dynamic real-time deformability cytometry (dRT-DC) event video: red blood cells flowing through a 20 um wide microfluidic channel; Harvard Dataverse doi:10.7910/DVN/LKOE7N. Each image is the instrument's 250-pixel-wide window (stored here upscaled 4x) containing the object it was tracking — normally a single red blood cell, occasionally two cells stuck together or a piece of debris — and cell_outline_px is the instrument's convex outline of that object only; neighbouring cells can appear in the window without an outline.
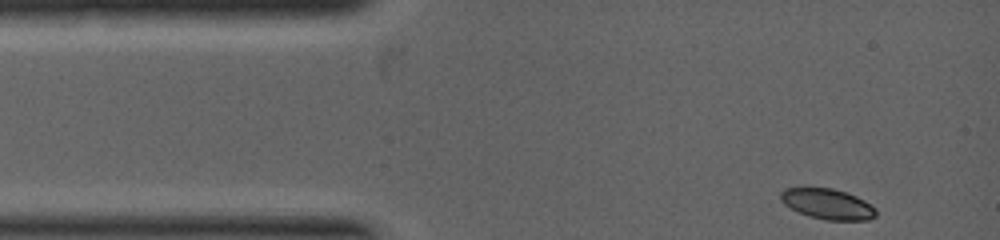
{"species": "common noctule bat (a hibernating species)", "species_latin": "Nyctalus noctula", "temperature_condition": "warm", "stored_images_in_passage": 11, "camera_frame_rate_fps": 5000, "um_per_image_px": 0.085, "animal": {"sex": "female", "body_mass_g": 19.0, "forearm_length_mm": 53.3}, "frame": {"image": 1, "passage_image": 1, "time_ms": 0.0, "image_size_px": [1000, 240], "cell_outline_px": [[876, 216], [868, 220], [824, 220], [808, 216], [784, 204], [780, 200], [780, 192], [784, 188], [804, 184], [832, 188], [848, 192], [864, 200], [876, 208]], "centroid_in_image_um": [70.28, 17.28], "position_along_channel_um": 14.7, "area_um2": 17.69}}
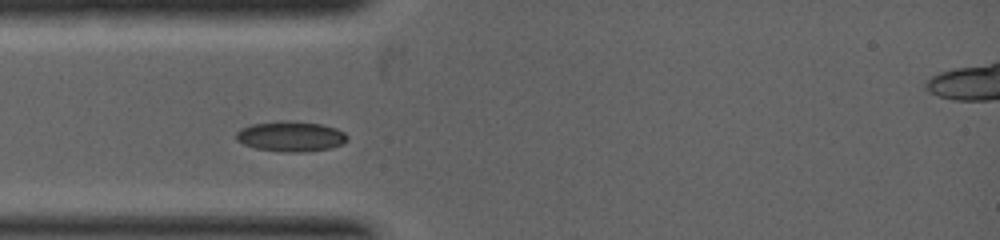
{"frame": {"image": 2, "passage_image": 7, "time_ms": 1.4, "image_size_px": [1000, 240], "cell_outline_px": [[348, 140], [332, 148], [304, 152], [288, 152], [256, 148], [244, 144], [236, 140], [236, 132], [240, 128], [252, 124], [280, 120], [288, 120], [320, 124], [336, 128], [344, 132], [348, 136]], "centroid_in_image_um": [24.71, 11.58], "position_along_channel_um": 60.3, "area_um2": 19.65}}
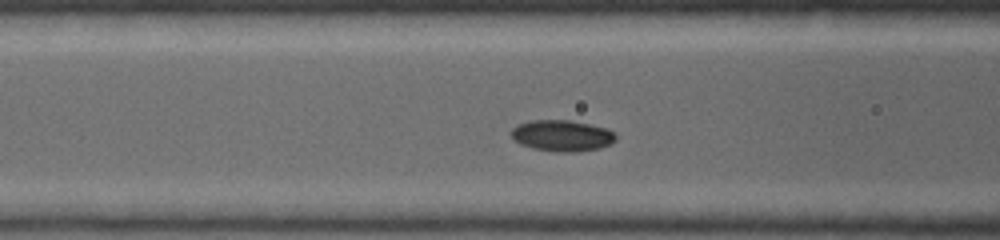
{"frame": {"image": 3, "passage_image": 10, "time_ms": 2.2, "image_size_px": [1000, 240], "cell_outline_px": [[616, 140], [612, 144], [600, 148], [576, 152], [556, 152], [532, 148], [520, 144], [512, 140], [512, 128], [516, 124], [532, 120], [568, 120], [588, 124], [604, 128], [612, 132], [616, 136]], "centroid_in_image_um": [47.74, 11.54], "position_along_channel_um": 118.9, "area_um2": 19.07}}